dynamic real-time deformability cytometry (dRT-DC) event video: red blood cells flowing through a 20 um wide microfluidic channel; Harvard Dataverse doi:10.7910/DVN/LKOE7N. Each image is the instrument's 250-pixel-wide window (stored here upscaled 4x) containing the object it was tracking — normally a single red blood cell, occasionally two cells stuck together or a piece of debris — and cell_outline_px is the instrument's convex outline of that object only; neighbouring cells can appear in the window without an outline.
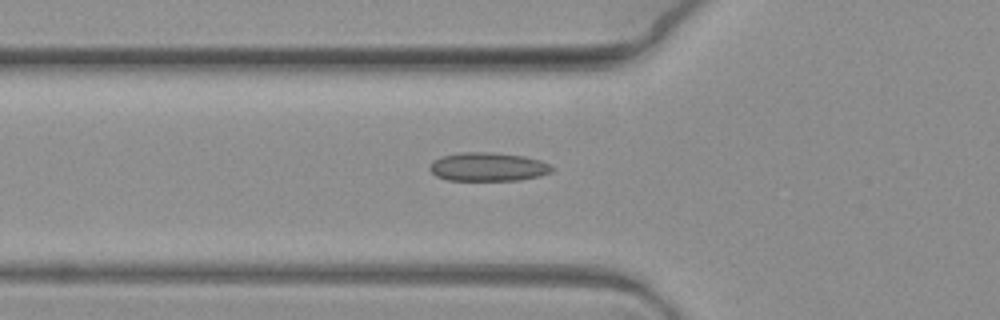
{"species": "common noctule bat (a hibernating species)", "species_latin": "Nyctalus noctula", "temperature_condition": "warm", "stored_images_in_passage": 3, "camera_frame_rate_fps": 3000, "um_per_image_px": 0.085, "animal": {"sex": "female", "body_mass_g": 19.3, "forearm_length_mm": 54.1}, "frame": {"image": 1, "passage_image": 3, "time_ms": 0.667, "image_size_px": [1000, 320], "cell_outline_px": [[556, 168], [552, 172], [540, 176], [520, 180], [448, 180], [436, 176], [428, 168], [428, 164], [432, 160], [440, 156], [460, 152], [492, 152], [524, 156], [540, 160]], "centroid_in_image_um": [41.46, 14.17], "position_along_channel_um": 84.3, "area_um2": 20.69}}